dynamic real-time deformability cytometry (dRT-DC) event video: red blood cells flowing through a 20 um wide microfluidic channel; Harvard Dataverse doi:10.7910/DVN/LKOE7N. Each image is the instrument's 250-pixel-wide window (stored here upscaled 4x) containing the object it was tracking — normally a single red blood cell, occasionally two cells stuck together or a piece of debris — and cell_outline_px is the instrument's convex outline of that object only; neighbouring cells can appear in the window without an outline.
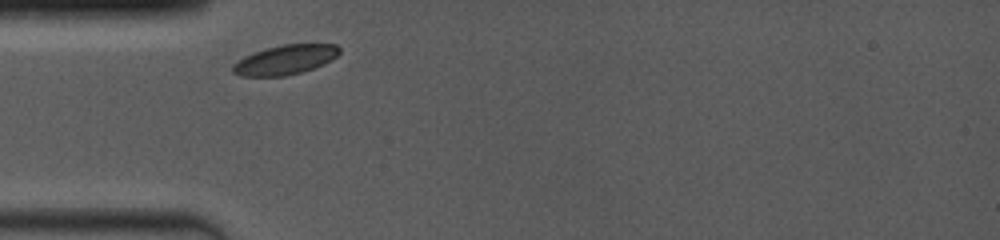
{"species": "common noctule bat (a hibernating species)", "species_latin": "Nyctalus noctula", "temperature_condition": "room temperature", "stored_images_in_passage": 3, "camera_frame_rate_fps": 4000, "um_per_image_px": 0.085, "animal": {"sex": "female", "body_mass_g": 19.0, "forearm_length_mm": 53.3}, "frame": {"image": 1, "passage_image": 1, "time_ms": 0.0, "image_size_px": [1000, 240], "cell_outline_px": [[340, 52], [332, 60], [324, 64], [300, 72], [284, 76], [240, 76], [232, 72], [232, 64], [244, 56], [252, 52], [264, 48], [280, 44], [336, 44], [340, 48]], "centroid_in_image_um": [24.21, 5.07], "position_along_channel_um": 60.8, "area_um2": 18.5}}
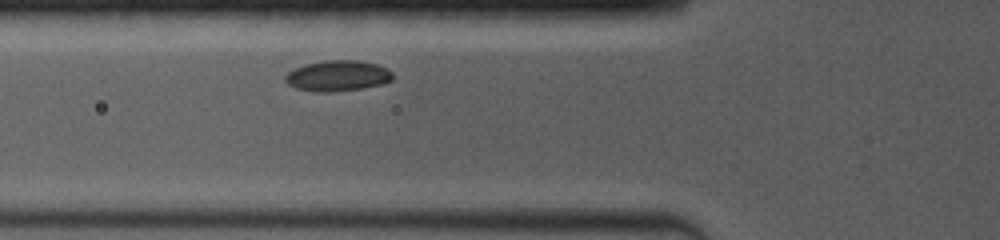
{"frame": {"image": 2, "passage_image": 3, "time_ms": 1.0, "image_size_px": [1000, 240], "cell_outline_px": [[392, 80], [380, 84], [364, 88], [328, 92], [316, 92], [296, 88], [288, 84], [284, 80], [284, 76], [288, 72], [304, 64], [324, 60], [356, 60], [376, 64], [388, 68], [392, 72]], "centroid_in_image_um": [28.68, 6.44], "position_along_channel_um": 97.1, "area_um2": 19.25}}